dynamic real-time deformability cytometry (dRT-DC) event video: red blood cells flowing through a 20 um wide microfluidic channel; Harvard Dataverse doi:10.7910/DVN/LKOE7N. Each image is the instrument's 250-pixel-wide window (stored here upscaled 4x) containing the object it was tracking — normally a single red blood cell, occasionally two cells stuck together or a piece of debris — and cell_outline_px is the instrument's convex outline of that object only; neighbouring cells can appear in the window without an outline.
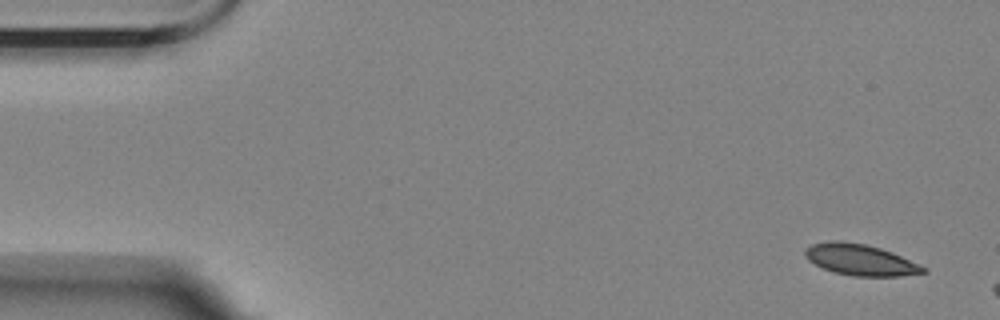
{"species": "Egyptian fruit bat (a non-hibernating species)", "species_latin": "Rousettus aegyptiacus", "temperature_condition": "room temperature", "stored_images_in_passage": 3, "camera_frame_rate_fps": 3000, "um_per_image_px": 0.085, "animal": {"sex": "female"}, "frame": {"image": 1, "passage_image": 1, "time_ms": 0.0, "image_size_px": [1000, 320], "cell_outline_px": [[928, 272], [900, 276], [852, 276], [832, 272], [808, 260], [804, 256], [804, 248], [812, 244], [832, 240], [840, 240], [864, 244], [880, 248], [892, 252], [920, 264], [928, 268]], "centroid_in_image_um": [73.13, 22.08], "position_along_channel_um": 11.9, "area_um2": 21.62}}